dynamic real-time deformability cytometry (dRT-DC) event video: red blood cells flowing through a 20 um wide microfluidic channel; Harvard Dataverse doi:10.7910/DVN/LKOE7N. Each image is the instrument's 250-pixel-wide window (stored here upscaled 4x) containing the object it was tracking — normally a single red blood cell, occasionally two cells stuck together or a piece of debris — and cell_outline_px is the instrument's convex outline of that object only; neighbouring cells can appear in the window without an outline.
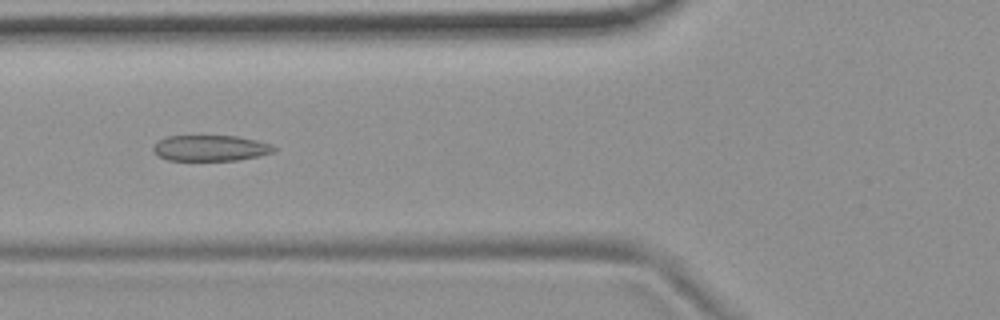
{"species": "common noctule bat (a hibernating species)", "species_latin": "Nyctalus noctula", "temperature_condition": "room temperature", "stored_images_in_passage": 10, "camera_frame_rate_fps": 3000, "um_per_image_px": 0.085, "animal": {"sex": "female", "body_mass_g": 19.9}, "frame": {"image": 1, "passage_image": 5, "time_ms": 5.333, "image_size_px": [1000, 320], "cell_outline_px": [[276, 152], [260, 156], [236, 160], [168, 160], [156, 156], [152, 152], [152, 148], [156, 140], [168, 136], [236, 136], [256, 140], [272, 144], [276, 148]], "centroid_in_image_um": [17.86, 12.59], "position_along_channel_um": 107.9, "area_um2": 18.44}}
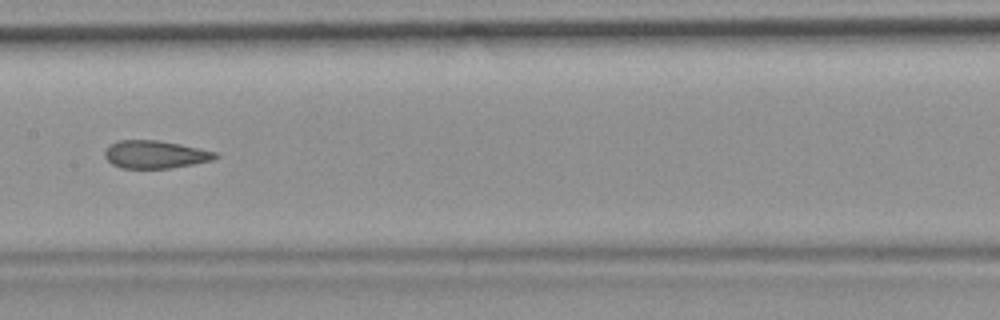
{"frame": {"image": 2, "passage_image": 7, "time_ms": 7.667, "image_size_px": [1000, 320], "cell_outline_px": [[220, 156], [212, 160], [172, 168], [120, 168], [112, 164], [104, 156], [104, 152], [108, 144], [116, 140], [156, 140], [180, 144], [216, 152]], "centroid_in_image_um": [13.15, 13.12], "position_along_channel_um": 194.3, "area_um2": 17.98}}
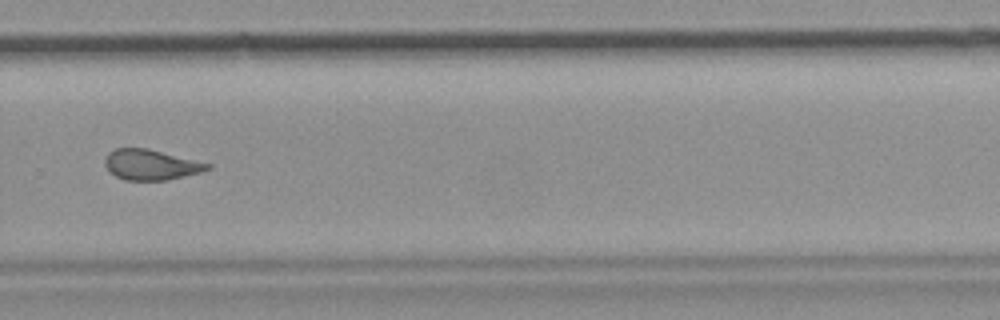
{"frame": {"image": 3, "passage_image": 10, "time_ms": 11.0, "image_size_px": [1000, 320], "cell_outline_px": [[212, 168], [200, 172], [168, 180], [124, 180], [116, 176], [104, 164], [104, 160], [108, 152], [116, 148], [148, 148], [212, 164]], "centroid_in_image_um": [12.84, 13.99], "position_along_channel_um": 317.0, "area_um2": 18.15}}